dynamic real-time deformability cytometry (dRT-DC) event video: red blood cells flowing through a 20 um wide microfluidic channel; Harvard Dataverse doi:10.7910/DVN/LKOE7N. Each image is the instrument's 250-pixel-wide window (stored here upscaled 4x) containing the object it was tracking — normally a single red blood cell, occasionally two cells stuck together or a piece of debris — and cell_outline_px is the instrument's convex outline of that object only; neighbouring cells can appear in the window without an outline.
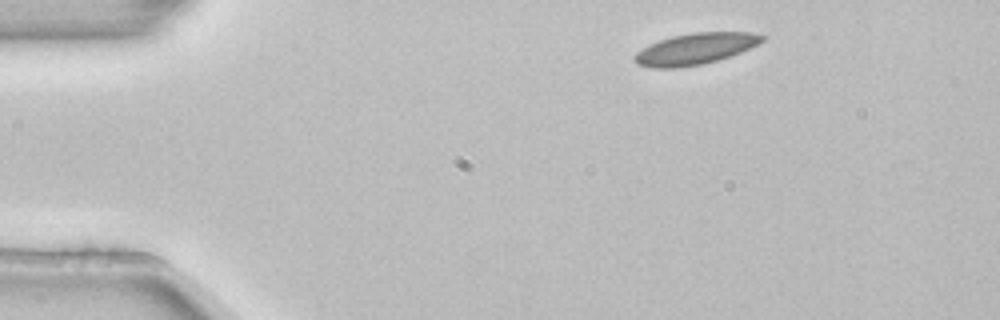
{"species": "common noctule bat (a hibernating species)", "species_latin": "Nyctalus noctula", "temperature_condition": "room temperature", "stored_images_in_passage": 2, "camera_frame_rate_fps": 3000, "um_per_image_px": 0.085, "animal": {"sex": "female", "body_mass_g": 22.7, "forearm_length_mm": 54.2}, "frame": {"image": 1, "passage_image": 1, "time_ms": 0.0, "image_size_px": [1000, 320], "cell_outline_px": [[768, 36], [764, 40], [740, 52], [716, 60], [700, 64], [672, 68], [656, 68], [636, 64], [632, 60], [632, 56], [636, 52], [648, 44], [672, 36], [692, 32], [752, 32]], "centroid_in_image_um": [59.05, 4.13], "position_along_channel_um": 25.9, "area_um2": 23.12}}